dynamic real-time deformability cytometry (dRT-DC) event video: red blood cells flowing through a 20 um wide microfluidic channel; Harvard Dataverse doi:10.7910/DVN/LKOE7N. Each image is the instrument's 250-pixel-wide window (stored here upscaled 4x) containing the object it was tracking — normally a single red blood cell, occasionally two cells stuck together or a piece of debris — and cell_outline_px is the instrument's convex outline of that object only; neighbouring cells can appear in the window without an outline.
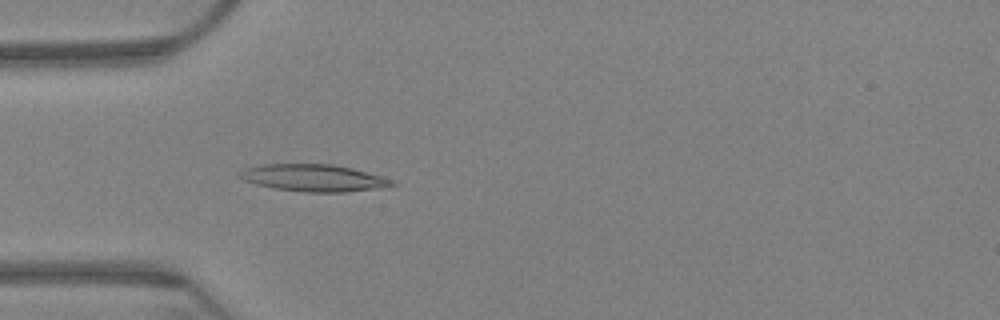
{"species": "Egyptian fruit bat (a non-hibernating species)", "species_latin": "Rousettus aegyptiacus", "temperature_condition": "warm", "stored_images_in_passage": 65, "camera_frame_rate_fps": 3000, "um_per_image_px": 0.085, "animal": {"sex": "female"}, "frame": {"image": 1, "passage_image": 20, "time_ms": 6.333, "image_size_px": [1000, 320], "cell_outline_px": [[396, 184], [388, 188], [344, 192], [304, 192], [272, 188], [256, 184], [244, 180], [236, 176], [244, 168], [264, 164], [332, 164], [352, 168], [380, 176], [392, 180]], "centroid_in_image_um": [26.66, 15.13], "position_along_channel_um": 58.3, "area_um2": 24.16}}
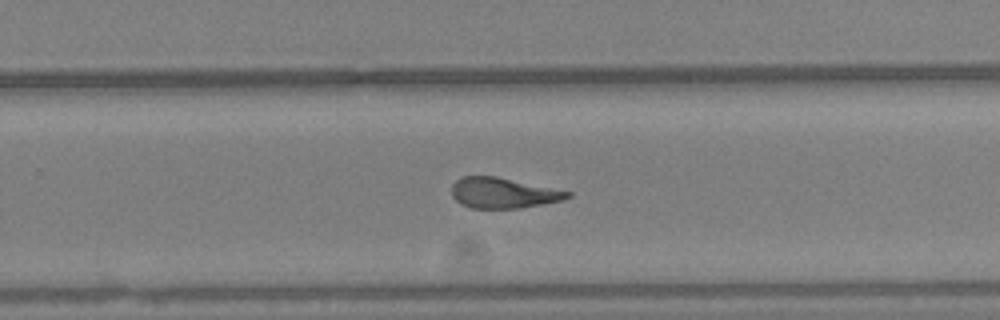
{"frame": {"image": 2, "passage_image": 42, "time_ms": 13.667, "image_size_px": [1000, 320], "cell_outline_px": [[572, 196], [564, 200], [520, 208], [472, 208], [460, 204], [452, 196], [452, 184], [460, 176], [496, 176], [572, 192]], "centroid_in_image_um": [42.76, 16.4], "position_along_channel_um": 287.0, "area_um2": 20.63}}
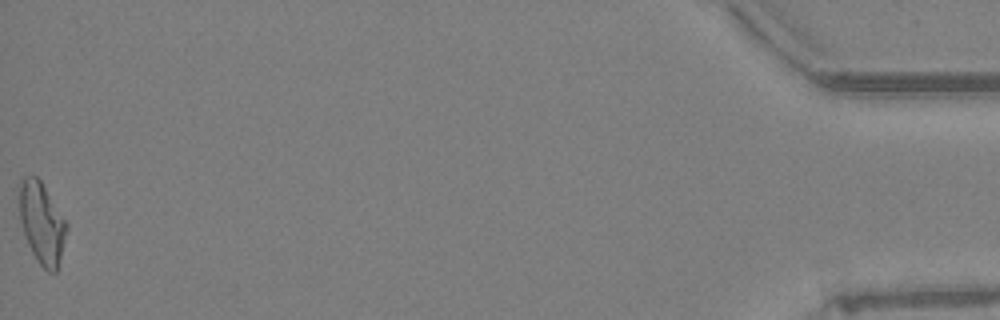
{"frame": {"image": 3, "passage_image": 65, "time_ms": 21.333, "image_size_px": [1000, 320], "cell_outline_px": [[68, 228], [56, 272], [48, 272], [40, 264], [32, 252], [28, 244], [20, 220], [20, 180], [24, 176], [36, 176], [40, 180], [68, 224]], "centroid_in_image_um": [3.56, 18.95], "position_along_channel_um": 431.6, "area_um2": 21.96}, "authors_computed_cell_mechanics": {"area_um2": 21.9062, "velocity_mm_per_s": 3.1837, "shape_relaxation_time_tau1_ms": null, "shape_relaxation_time_tau2_ms": 2.9288, "deformation_change_tau1": null, "deformation_change_tau2": 0.1232}}